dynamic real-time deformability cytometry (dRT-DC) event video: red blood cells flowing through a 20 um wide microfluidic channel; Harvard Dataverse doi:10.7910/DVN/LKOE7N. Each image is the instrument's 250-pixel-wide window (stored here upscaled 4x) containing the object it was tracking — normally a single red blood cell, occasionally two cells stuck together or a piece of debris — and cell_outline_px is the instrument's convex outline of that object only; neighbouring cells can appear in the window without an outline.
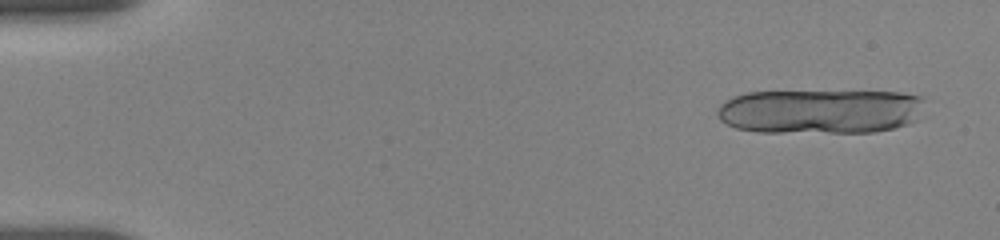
{"species": "human", "species_latin": "Homo sapiens", "temperature_condition": "room temperature", "stored_images_in_passage": 15, "camera_frame_rate_fps": 3000, "um_per_image_px": 0.085, "donor": {"sex": "female"}, "frame": {"image": 1, "passage_image": 3, "time_ms": 0.667, "image_size_px": [1000, 240], "cell_outline_px": [[924, 100], [916, 120], [908, 124], [892, 128], [872, 132], [756, 132], [736, 128], [720, 120], [716, 112], [716, 108], [724, 100], [732, 96], [748, 92], [900, 92], [924, 96]], "centroid_in_image_um": [69.68, 9.46], "position_along_channel_um": 15.3, "area_um2": 53.99}}